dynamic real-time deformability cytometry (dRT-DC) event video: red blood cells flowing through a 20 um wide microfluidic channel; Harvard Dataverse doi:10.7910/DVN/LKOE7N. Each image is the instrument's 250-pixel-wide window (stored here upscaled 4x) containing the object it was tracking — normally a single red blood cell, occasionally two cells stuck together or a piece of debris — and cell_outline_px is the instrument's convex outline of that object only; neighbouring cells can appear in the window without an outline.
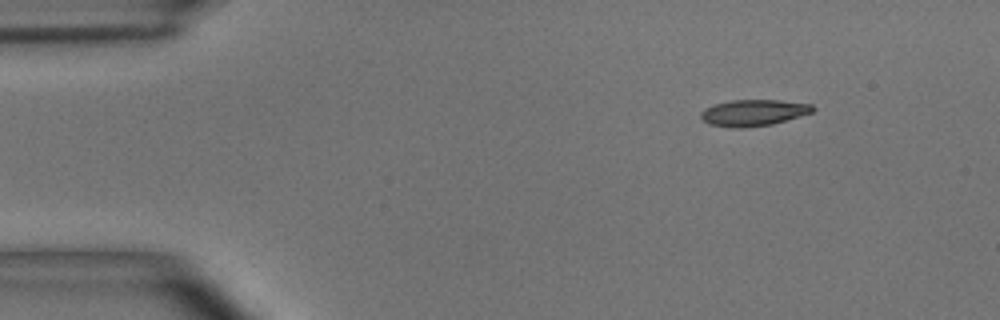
{"species": "common noctule bat (a hibernating species)", "species_latin": "Nyctalus noctula", "temperature_condition": "room temperature", "stored_images_in_passage": 7, "camera_frame_rate_fps": 3000, "um_per_image_px": 0.085, "animal": {"sex": "male", "body_mass_g": 15.6}, "frame": {"image": 1, "passage_image": 1, "time_ms": 0.0, "image_size_px": [1000, 320], "cell_outline_px": [[816, 108], [812, 112], [772, 124], [744, 128], [732, 128], [708, 124], [700, 116], [700, 112], [704, 108], [716, 104], [732, 100], [780, 100], [812, 104]], "centroid_in_image_um": [64.03, 9.58], "position_along_channel_um": 21.0, "area_um2": 17.17}}
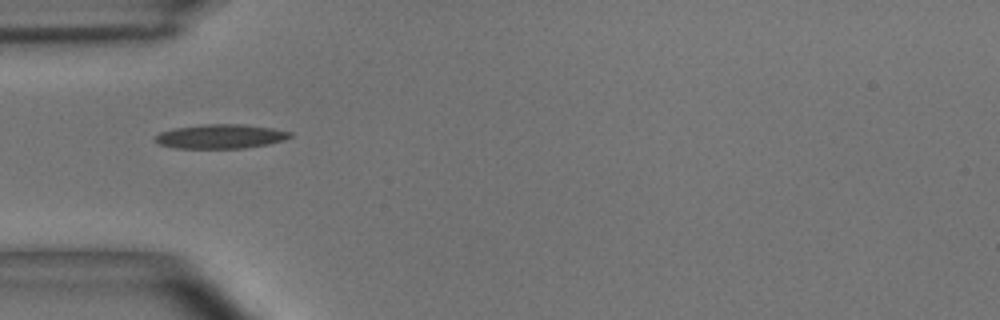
{"frame": {"image": 2, "passage_image": 4, "time_ms": 1.0, "image_size_px": [1000, 320], "cell_outline_px": [[292, 136], [284, 140], [268, 144], [244, 148], [176, 148], [160, 144], [152, 140], [160, 132], [176, 128], [204, 124], [244, 124], [272, 128], [292, 132]], "centroid_in_image_um": [18.76, 11.59], "position_along_channel_um": 66.2, "area_um2": 19.02}}
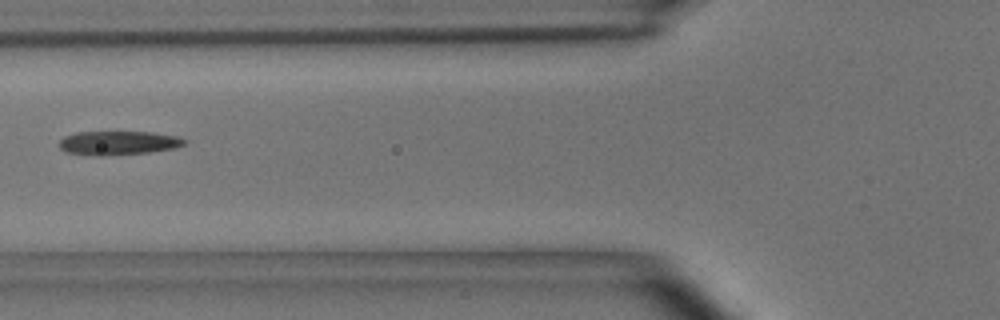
{"frame": {"image": 3, "passage_image": 5, "time_ms": 1.333, "image_size_px": [1000, 320], "cell_outline_px": [[188, 140], [184, 144], [176, 148], [148, 152], [104, 156], [96, 156], [64, 152], [60, 148], [60, 140], [64, 136], [76, 132], [152, 132], [176, 136]], "centroid_in_image_um": [10.04, 12.15], "position_along_channel_um": 115.8, "area_um2": 17.51}}